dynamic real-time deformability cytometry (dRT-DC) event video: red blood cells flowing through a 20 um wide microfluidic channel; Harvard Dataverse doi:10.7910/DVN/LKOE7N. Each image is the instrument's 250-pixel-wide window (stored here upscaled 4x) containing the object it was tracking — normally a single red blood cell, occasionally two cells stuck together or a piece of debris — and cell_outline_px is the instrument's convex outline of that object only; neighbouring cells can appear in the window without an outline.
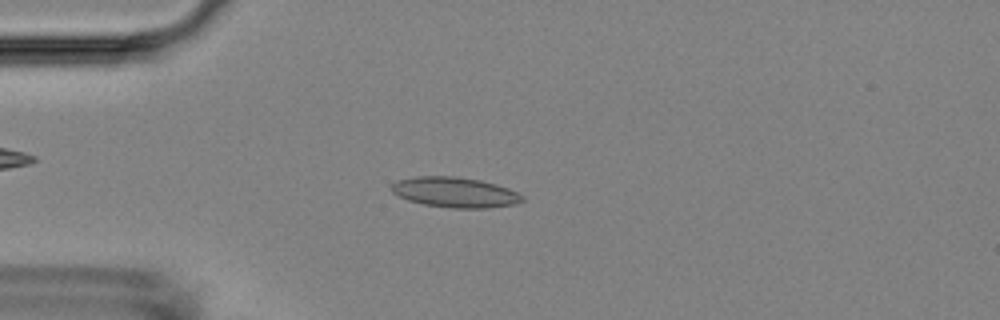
{"species": "Egyptian fruit bat (a non-hibernating species)", "species_latin": "Rousettus aegyptiacus", "temperature_condition": "room temperature", "stored_images_in_passage": 35, "camera_frame_rate_fps": 3000, "um_per_image_px": 0.085, "animal": {"sex": "female"}, "frame": {"image": 1, "passage_image": 2, "time_ms": 0.333, "image_size_px": [1000, 320], "cell_outline_px": [[524, 200], [516, 204], [488, 208], [452, 208], [424, 204], [408, 200], [392, 192], [392, 184], [400, 180], [416, 176], [452, 176], [480, 180], [496, 184], [508, 188], [524, 196]], "centroid_in_image_um": [38.71, 16.35], "position_along_channel_um": 46.3, "area_um2": 22.89}}
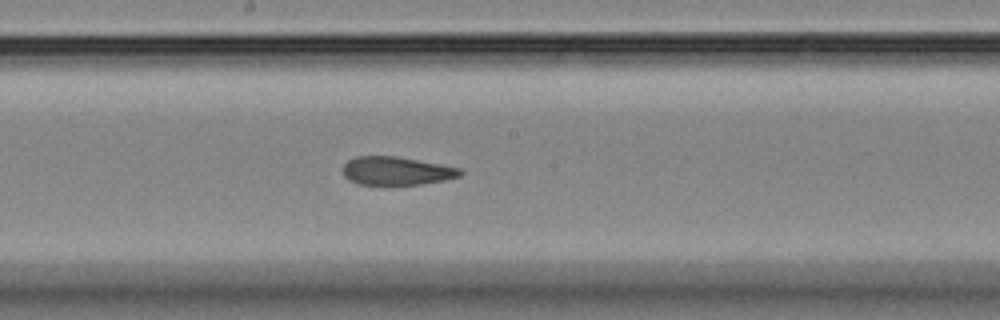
{"frame": {"image": 2, "passage_image": 17, "time_ms": 5.333, "image_size_px": [1000, 320], "cell_outline_px": [[464, 172], [460, 176], [444, 180], [420, 184], [384, 188], [356, 184], [348, 180], [344, 176], [344, 164], [348, 160], [356, 156], [396, 156], [460, 168]], "centroid_in_image_um": [33.64, 14.58], "position_along_channel_um": 214.6, "area_um2": 20.11}}
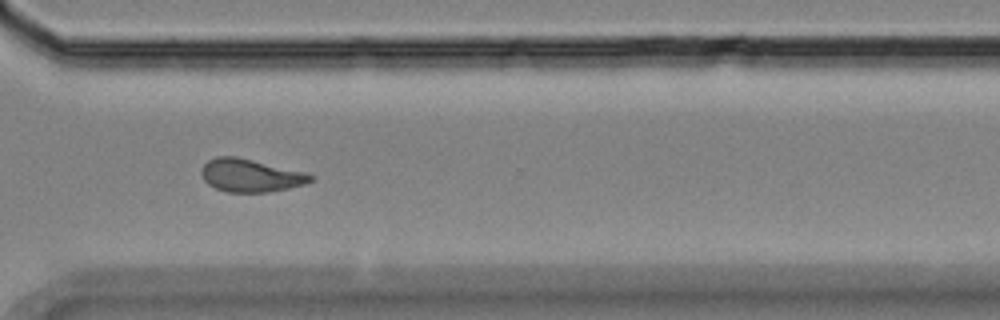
{"frame": {"image": 3, "passage_image": 28, "time_ms": 9.0, "image_size_px": [1000, 320], "cell_outline_px": [[312, 180], [304, 184], [288, 188], [268, 192], [228, 192], [216, 188], [208, 184], [204, 180], [200, 172], [200, 168], [208, 160], [216, 156], [236, 156], [304, 172], [312, 176]], "centroid_in_image_um": [21.23, 14.91], "position_along_channel_um": 349.4, "area_um2": 20.75}, "authors_computed_cell_mechanics": {"area_um2": 20.7502, "velocity_mm_per_s": 3.6791, "shape_relaxation_time_tau1_ms": null, "shape_relaxation_time_tau2_ms": 1.866, "deformation_change_tau1": null, "deformation_change_tau2": 0.0948}}